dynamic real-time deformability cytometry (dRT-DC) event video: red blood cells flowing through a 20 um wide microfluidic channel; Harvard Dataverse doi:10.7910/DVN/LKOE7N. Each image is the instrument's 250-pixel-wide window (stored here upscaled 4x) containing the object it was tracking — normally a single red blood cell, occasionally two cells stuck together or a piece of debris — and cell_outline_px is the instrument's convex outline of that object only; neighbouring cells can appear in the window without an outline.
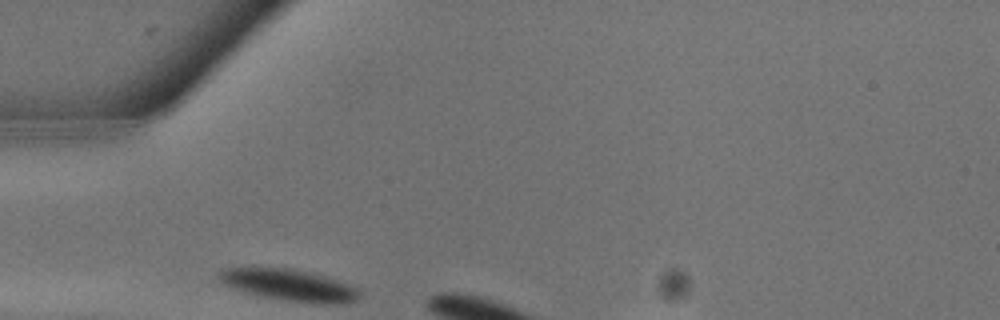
{"species": "common noctule bat (a hibernating species)", "species_latin": "Nyctalus noctula", "temperature_condition": "warm", "stored_images_in_passage": 5, "camera_frame_rate_fps": 3000, "um_per_image_px": 0.085, "animal": {"sex": "male", "body_mass_g": 13.3}, "frame": {"image": 1, "passage_image": 1, "time_ms": 0.0, "image_size_px": [1000, 320], "cell_outline_px": [[360, 296], [356, 300], [344, 304], [320, 304], [284, 300], [264, 296], [248, 292], [224, 284], [216, 276], [216, 272], [224, 268], [292, 268], [324, 276], [352, 284], [360, 288]], "centroid_in_image_um": [24.66, 24.23], "position_along_channel_um": 60.3, "area_um2": 25.89}}